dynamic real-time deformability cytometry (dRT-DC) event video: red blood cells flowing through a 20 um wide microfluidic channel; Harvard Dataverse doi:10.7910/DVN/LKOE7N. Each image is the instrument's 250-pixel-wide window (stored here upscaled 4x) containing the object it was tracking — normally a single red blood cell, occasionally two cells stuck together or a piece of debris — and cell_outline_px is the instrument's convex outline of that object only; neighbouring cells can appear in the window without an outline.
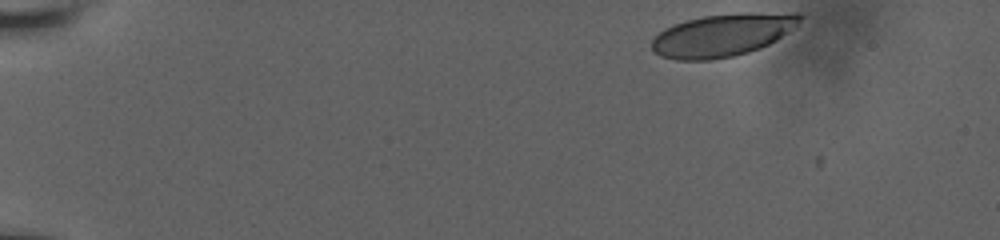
{"species": "human", "species_latin": "Homo sapiens", "temperature_condition": "room temperature", "stored_images_in_passage": 44, "camera_frame_rate_fps": 3000, "um_per_image_px": 0.085, "donor": {"sex": "male"}, "frame": {"image": 1, "passage_image": 1, "time_ms": 0.0, "image_size_px": [1000, 240], "cell_outline_px": [[804, 16], [788, 32], [776, 40], [760, 48], [748, 52], [732, 56], [712, 60], [676, 60], [660, 56], [652, 48], [652, 40], [664, 28], [684, 20], [704, 16], [740, 12], [800, 12]], "centroid_in_image_um": [61.43, 2.96], "position_along_channel_um": 23.6, "area_um2": 36.99}}
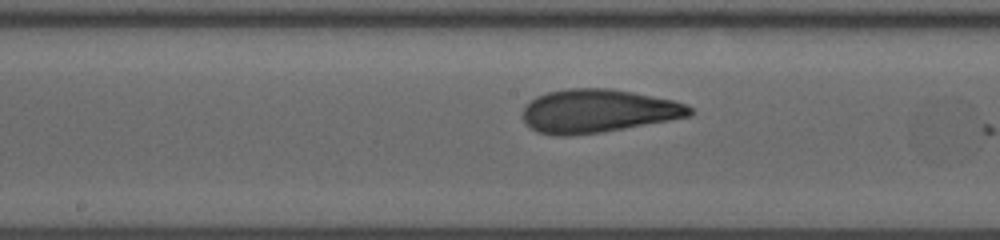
{"frame": {"image": 2, "passage_image": 25, "time_ms": 8.0, "image_size_px": [1000, 240], "cell_outline_px": [[692, 112], [688, 116], [668, 120], [624, 128], [600, 132], [568, 136], [556, 136], [536, 132], [524, 120], [524, 104], [536, 96], [548, 92], [568, 88], [608, 88], [632, 92], [672, 100], [688, 104], [692, 108]], "centroid_in_image_um": [50.78, 9.43], "position_along_channel_um": 197.4, "area_um2": 41.91}}
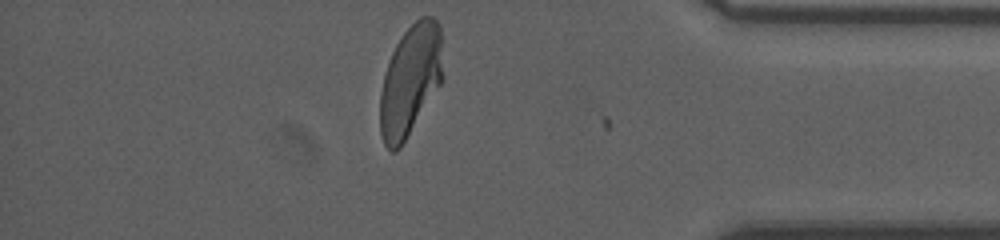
{"frame": {"image": 3, "passage_image": 43, "time_ms": 14.0, "image_size_px": [1000, 240], "cell_outline_px": [[440, 84], [400, 148], [396, 152], [392, 152], [384, 144], [380, 132], [380, 92], [384, 76], [392, 52], [400, 36], [420, 16], [432, 16], [440, 24]], "centroid_in_image_um": [34.83, 6.85], "position_along_channel_um": 400.4, "area_um2": 39.82}, "authors_computed_cell_mechanics": {"area_um2": 40.6045, "velocity_mm_per_s": 3.7846, "shape_relaxation_time_tau1_ms": 5.8029, "shape_relaxation_time_tau2_ms": 1.1116, "deformation_change_tau1": 0.2057, "deformation_change_tau2": 0.0882}}